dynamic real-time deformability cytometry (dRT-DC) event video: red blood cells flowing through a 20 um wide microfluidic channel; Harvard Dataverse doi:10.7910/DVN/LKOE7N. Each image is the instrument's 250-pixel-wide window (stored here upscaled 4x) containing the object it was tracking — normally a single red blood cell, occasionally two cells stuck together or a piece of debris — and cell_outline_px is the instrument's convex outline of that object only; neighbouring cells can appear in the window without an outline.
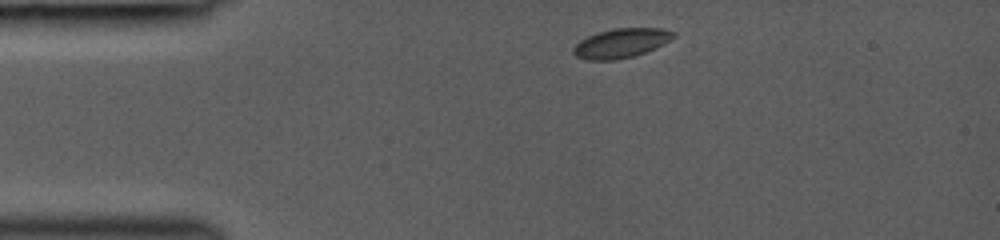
{"species": "common noctule bat (a hibernating species)", "species_latin": "Nyctalus noctula", "temperature_condition": "room temperature", "stored_images_in_passage": 12, "camera_frame_rate_fps": 3000, "um_per_image_px": 0.085, "animal": {"sex": "female", "body_mass_g": 19.0, "forearm_length_mm": 53.3}, "frame": {"image": 1, "passage_image": 1, "time_ms": 0.0, "image_size_px": [1000, 240], "cell_outline_px": [[676, 36], [672, 40], [656, 48], [636, 56], [616, 60], [588, 60], [576, 56], [572, 52], [572, 48], [580, 40], [596, 32], [612, 28], [664, 28], [676, 32]], "centroid_in_image_um": [52.83, 3.66], "position_along_channel_um": 32.2, "area_um2": 17.51}}
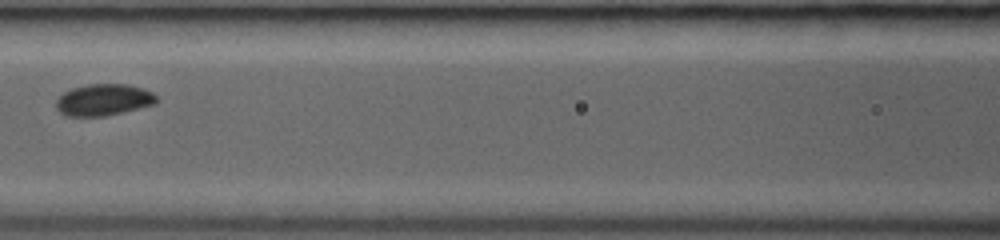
{"frame": {"image": 2, "passage_image": 6, "time_ms": 4.0, "image_size_px": [1000, 240], "cell_outline_px": [[156, 104], [104, 116], [68, 116], [60, 112], [56, 108], [56, 100], [64, 92], [72, 88], [88, 84], [128, 84], [144, 88], [152, 92], [156, 96]], "centroid_in_image_um": [8.81, 8.48], "position_along_channel_um": 157.8, "area_um2": 18.44}}
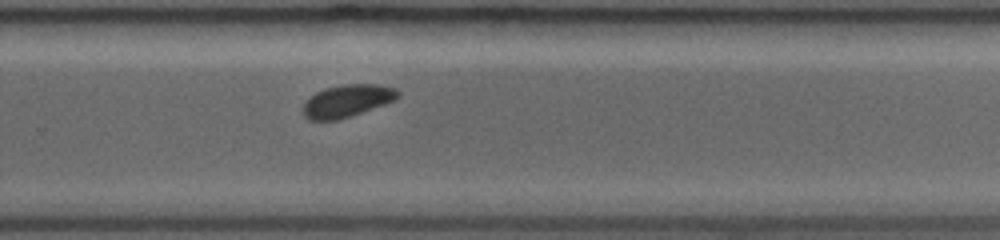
{"frame": {"image": 3, "passage_image": 12, "time_ms": 7.333, "image_size_px": [1000, 240], "cell_outline_px": [[400, 96], [396, 100], [340, 120], [308, 120], [300, 112], [304, 104], [316, 92], [324, 88], [344, 84], [380, 84], [396, 88], [400, 92]], "centroid_in_image_um": [29.52, 8.57], "position_along_channel_um": 300.3, "area_um2": 18.15}}